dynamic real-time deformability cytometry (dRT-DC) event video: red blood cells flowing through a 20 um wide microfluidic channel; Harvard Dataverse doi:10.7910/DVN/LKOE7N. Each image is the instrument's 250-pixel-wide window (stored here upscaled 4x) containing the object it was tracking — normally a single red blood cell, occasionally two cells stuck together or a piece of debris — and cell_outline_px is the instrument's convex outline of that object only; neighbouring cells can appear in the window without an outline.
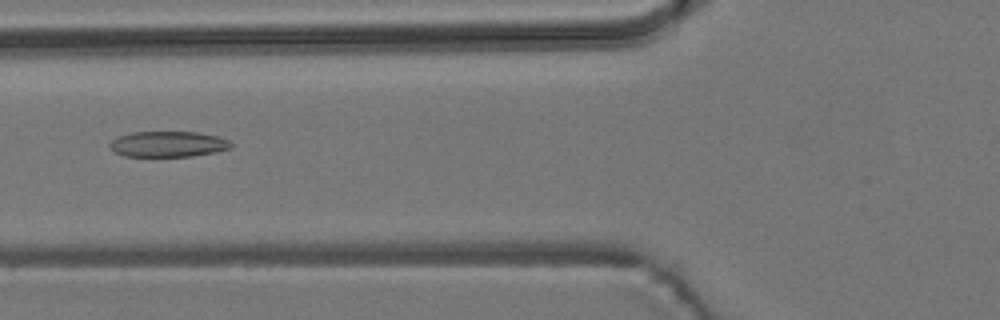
{"species": "common noctule bat (a hibernating species)", "species_latin": "Nyctalus noctula", "temperature_condition": "room temperature", "stored_images_in_passage": 23, "camera_frame_rate_fps": 3000, "um_per_image_px": 0.085, "animal": {"sex": "male", "body_mass_g": 19.2, "forearm_length_mm": 51.8}, "frame": {"image": 1, "passage_image": 5, "time_ms": 1.333, "image_size_px": [1000, 320], "cell_outline_px": [[232, 148], [216, 152], [192, 156], [124, 156], [116, 152], [108, 144], [112, 140], [120, 136], [132, 132], [200, 132], [216, 136], [228, 140], [232, 144]], "centroid_in_image_um": [14.32, 12.25], "position_along_channel_um": 111.5, "area_um2": 18.03}}
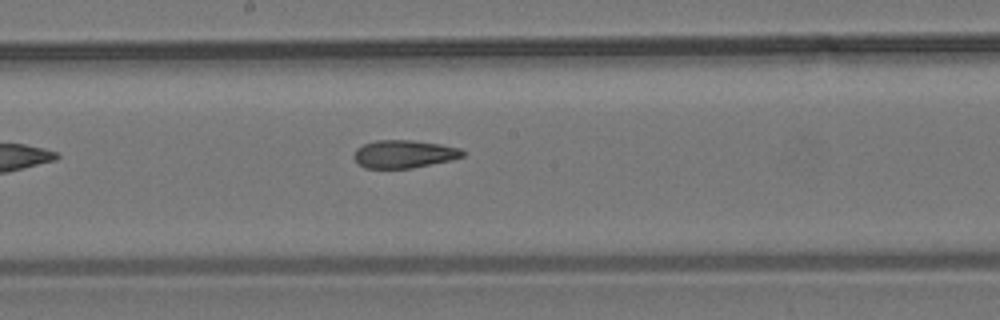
{"frame": {"image": 2, "passage_image": 13, "time_ms": 4.0, "image_size_px": [1000, 320], "cell_outline_px": [[464, 156], [452, 160], [412, 168], [364, 168], [352, 156], [356, 148], [364, 144], [376, 140], [412, 140], [440, 144], [460, 148], [464, 152]], "centroid_in_image_um": [34.34, 13.09], "position_along_channel_um": 213.9, "area_um2": 17.69}}
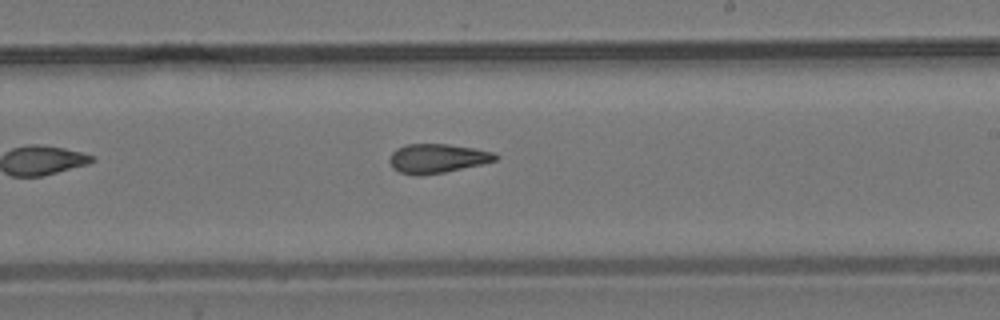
{"frame": {"image": 3, "passage_image": 16, "time_ms": 5.0, "image_size_px": [1000, 320], "cell_outline_px": [[500, 156], [496, 160], [480, 164], [444, 172], [420, 176], [416, 176], [400, 172], [392, 168], [388, 160], [392, 152], [396, 148], [404, 144], [448, 144], [476, 148], [492, 152]], "centroid_in_image_um": [37.12, 13.46], "position_along_channel_um": 251.9, "area_um2": 18.09}}